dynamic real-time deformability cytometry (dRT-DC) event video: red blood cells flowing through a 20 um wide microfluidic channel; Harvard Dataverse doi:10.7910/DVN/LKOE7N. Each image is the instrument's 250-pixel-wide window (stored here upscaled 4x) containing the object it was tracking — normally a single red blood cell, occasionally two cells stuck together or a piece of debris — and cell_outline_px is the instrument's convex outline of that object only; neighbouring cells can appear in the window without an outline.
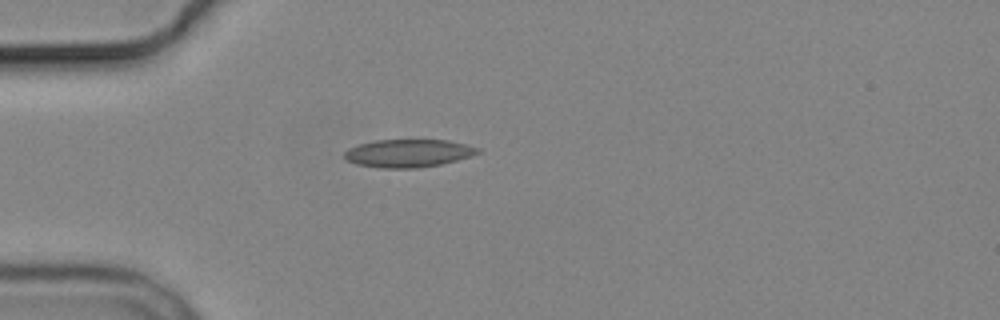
{"species": "common noctule bat (a hibernating species)", "species_latin": "Nyctalus noctula", "temperature_condition": "cold", "stored_images_in_passage": 1, "camera_frame_rate_fps": 3000, "um_per_image_px": 0.085, "animal": {"sex": "male", "body_mass_g": 19.2, "forearm_length_mm": 51.8}, "frame": {"image": 1, "passage_image": 1, "time_ms": 0.0, "image_size_px": [1000, 320], "cell_outline_px": [[480, 152], [456, 160], [440, 164], [416, 168], [380, 168], [356, 164], [348, 160], [344, 156], [344, 152], [348, 148], [360, 144], [376, 140], [448, 140], [480, 148]], "centroid_in_image_um": [34.67, 13.02], "position_along_channel_um": 50.3, "area_um2": 21.44}}